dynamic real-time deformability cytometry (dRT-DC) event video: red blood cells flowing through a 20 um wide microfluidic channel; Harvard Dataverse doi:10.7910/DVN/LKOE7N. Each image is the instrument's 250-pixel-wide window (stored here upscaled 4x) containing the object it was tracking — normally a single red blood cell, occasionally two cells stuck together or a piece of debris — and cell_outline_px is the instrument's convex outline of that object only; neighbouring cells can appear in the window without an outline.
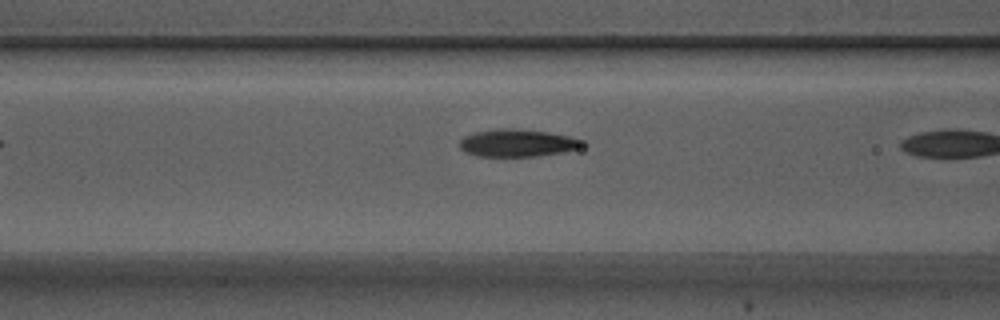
{"species": "Egyptian fruit bat (a non-hibernating species)", "species_latin": "Rousettus aegyptiacus", "temperature_condition": "warm", "stored_images_in_passage": 4, "camera_frame_rate_fps": 3000, "um_per_image_px": 0.085, "animal": {"sex": "male"}, "frame": {"image": 1, "passage_image": 3, "time_ms": 0.667, "image_size_px": [1000, 320], "cell_outline_px": [[584, 144], [576, 148], [564, 152], [536, 156], [476, 156], [464, 152], [460, 148], [460, 140], [464, 136], [476, 132], [500, 128], [512, 128], [548, 132], [568, 136], [584, 140]], "centroid_in_image_um": [43.95, 12.15], "position_along_channel_um": 122.7, "area_um2": 19.54}}